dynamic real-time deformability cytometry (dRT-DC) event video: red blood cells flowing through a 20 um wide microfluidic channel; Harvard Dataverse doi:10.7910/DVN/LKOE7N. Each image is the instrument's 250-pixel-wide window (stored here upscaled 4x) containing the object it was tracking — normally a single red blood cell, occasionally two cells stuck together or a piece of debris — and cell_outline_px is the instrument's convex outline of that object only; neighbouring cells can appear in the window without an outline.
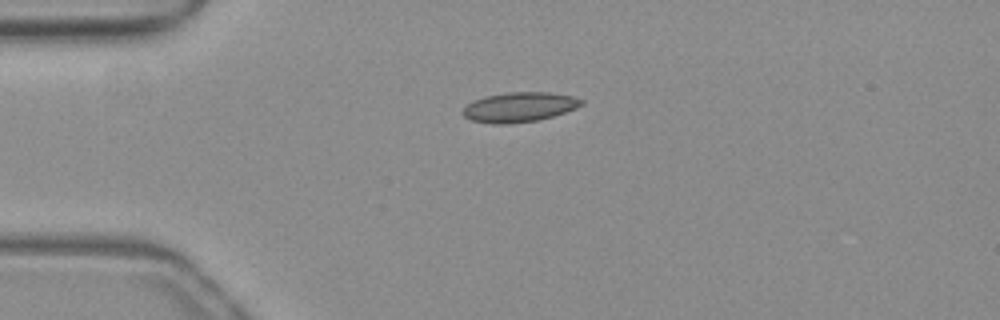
{"species": "common noctule bat (a hibernating species)", "species_latin": "Nyctalus noctula", "temperature_condition": "warm", "stored_images_in_passage": 40, "camera_frame_rate_fps": 3000, "um_per_image_px": 0.085, "animal": {"sex": "female", "body_mass_g": 19.3, "forearm_length_mm": 54.1}, "frame": {"image": 1, "passage_image": 1, "time_ms": 0.0, "image_size_px": [1000, 320], "cell_outline_px": [[584, 104], [576, 108], [552, 116], [536, 120], [508, 124], [492, 124], [472, 120], [464, 116], [464, 108], [468, 104], [484, 96], [508, 92], [548, 92], [572, 96], [584, 100]], "centroid_in_image_um": [44.17, 9.1], "position_along_channel_um": 40.8, "area_um2": 20.35}}
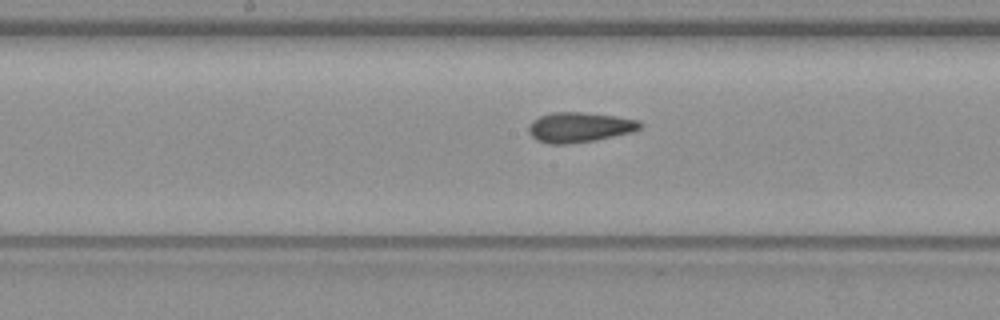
{"frame": {"image": 2, "passage_image": 15, "time_ms": 4.667, "image_size_px": [1000, 320], "cell_outline_px": [[644, 124], [640, 128], [632, 132], [596, 140], [568, 144], [548, 144], [536, 140], [528, 132], [528, 128], [532, 120], [540, 116], [552, 112], [584, 112], [616, 116], [640, 120]], "centroid_in_image_um": [49.26, 10.81], "position_along_channel_um": 198.9, "area_um2": 19.71}}
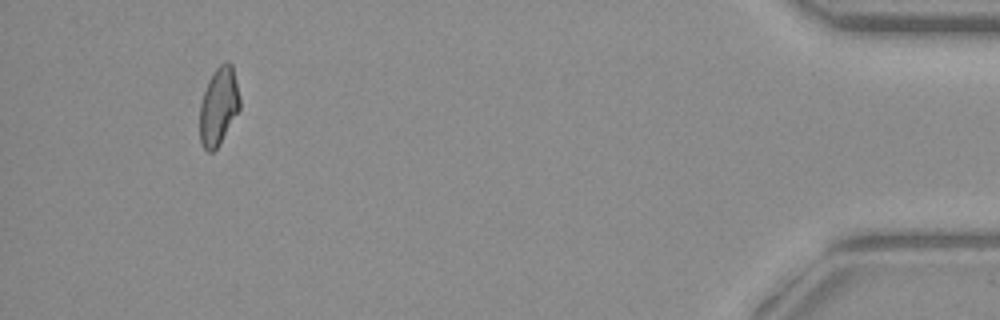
{"frame": {"image": 3, "passage_image": 37, "time_ms": 12.0, "image_size_px": [1000, 320], "cell_outline_px": [[240, 108], [220, 144], [212, 152], [208, 152], [204, 148], [200, 140], [200, 104], [208, 80], [212, 72], [224, 60], [228, 60], [232, 64], [240, 100]], "centroid_in_image_um": [18.58, 9.01], "position_along_channel_um": 416.6, "area_um2": 18.15}, "authors_computed_cell_mechanics": {"area_um2": 19.1896, "velocity_mm_per_s": 3.9631, "shape_relaxation_time_tau1_ms": 9.275, "shape_relaxation_time_tau2_ms": 1.8636, "deformation_change_tau1": 0.1983, "deformation_change_tau2": 0.0836}}